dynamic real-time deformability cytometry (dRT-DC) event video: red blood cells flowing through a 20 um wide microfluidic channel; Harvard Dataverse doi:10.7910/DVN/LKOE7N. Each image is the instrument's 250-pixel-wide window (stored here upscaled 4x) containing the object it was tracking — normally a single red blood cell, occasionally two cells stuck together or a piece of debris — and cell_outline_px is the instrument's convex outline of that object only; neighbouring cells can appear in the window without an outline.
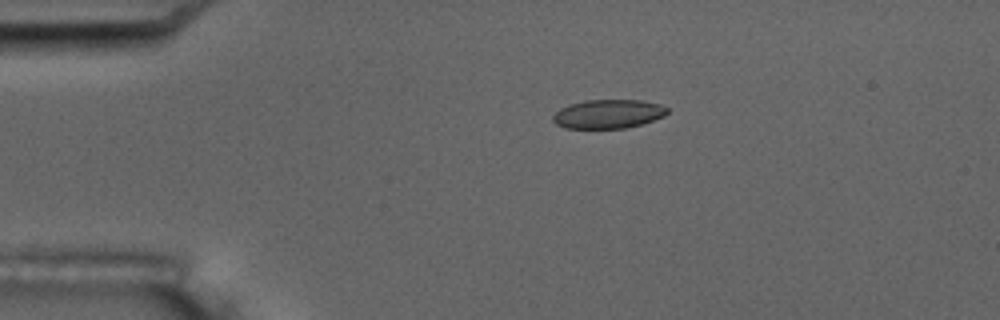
{"species": "common noctule bat (a hibernating species)", "species_latin": "Nyctalus noctula", "temperature_condition": "room temperature", "stored_images_in_passage": 12, "camera_frame_rate_fps": 3000, "um_per_image_px": 0.085, "animal": {"sex": "male", "body_mass_g": 17.5, "forearm_length_mm": 52.3}, "frame": {"image": 1, "passage_image": 4, "time_ms": 3.333, "image_size_px": [1000, 320], "cell_outline_px": [[668, 112], [664, 116], [640, 124], [624, 128], [564, 128], [556, 124], [552, 120], [552, 116], [560, 108], [584, 100], [640, 100], [660, 104], [668, 108]], "centroid_in_image_um": [51.68, 9.68], "position_along_channel_um": 33.3, "area_um2": 19.13}}
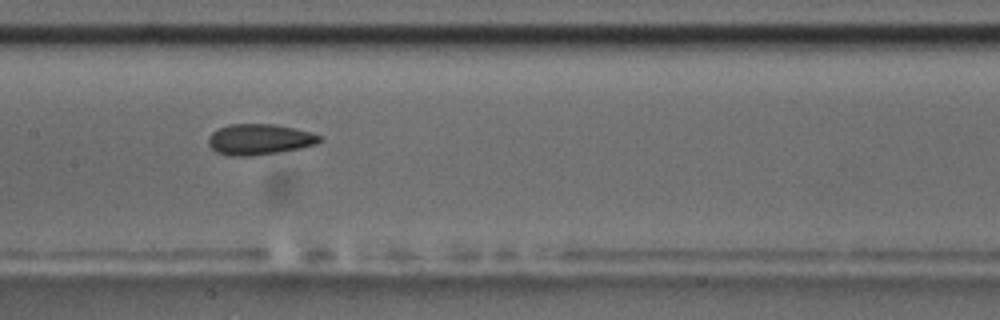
{"frame": {"image": 2, "passage_image": 9, "time_ms": 9.0, "image_size_px": [1000, 320], "cell_outline_px": [[320, 140], [316, 144], [300, 148], [252, 156], [232, 156], [216, 152], [208, 144], [208, 136], [212, 132], [228, 124], [276, 124], [312, 132], [320, 136]], "centroid_in_image_um": [22.02, 11.84], "position_along_channel_um": 185.4, "area_um2": 19.88}}
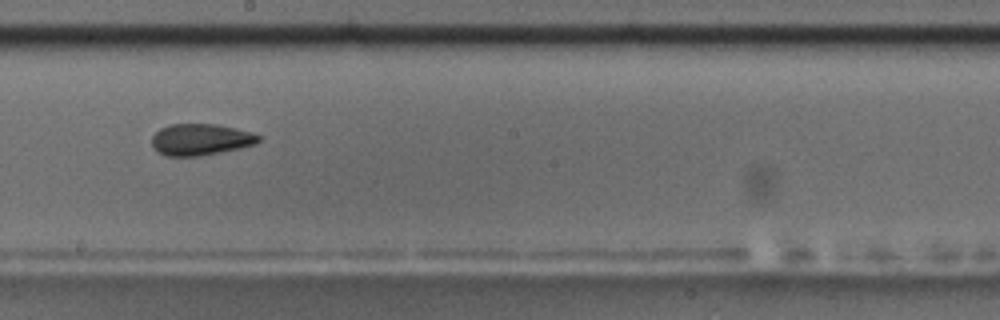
{"frame": {"image": 3, "passage_image": 10, "time_ms": 10.333, "image_size_px": [1000, 320], "cell_outline_px": [[260, 140], [256, 144], [240, 148], [200, 156], [164, 156], [156, 152], [152, 148], [152, 136], [160, 128], [168, 124], [216, 124], [252, 132], [260, 136]], "centroid_in_image_um": [17.01, 11.86], "position_along_channel_um": 231.2, "area_um2": 19.77}}